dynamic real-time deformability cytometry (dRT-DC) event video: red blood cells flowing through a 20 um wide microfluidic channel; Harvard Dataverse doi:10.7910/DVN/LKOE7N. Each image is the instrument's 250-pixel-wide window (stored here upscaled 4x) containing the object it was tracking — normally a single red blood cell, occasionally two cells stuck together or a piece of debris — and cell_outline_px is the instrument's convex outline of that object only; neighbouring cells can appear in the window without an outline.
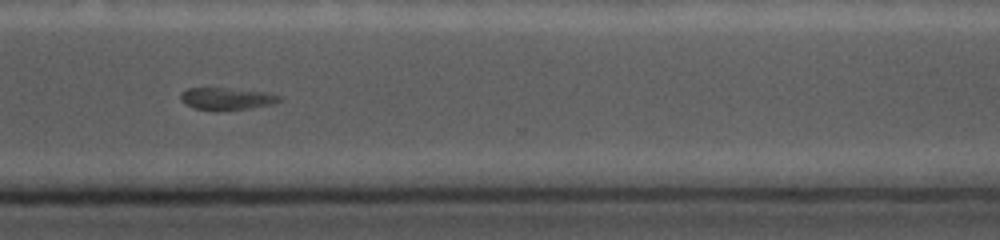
{"species": "common noctule bat (a hibernating species)", "species_latin": "Nyctalus noctula", "temperature_condition": "cold", "stored_images_in_passage": 27, "camera_frame_rate_fps": 5000, "um_per_image_px": 0.085, "animal": {"sex": "female", "body_mass_g": 19.0, "forearm_length_mm": 56.7}, "frame": {"image": 1, "passage_image": 23, "time_ms": 13.6, "image_size_px": [1000, 240], "cell_outline_px": [[280, 100], [276, 104], [252, 108], [196, 108], [184, 104], [180, 100], [180, 92], [188, 88], [224, 88], [268, 92], [280, 96]], "centroid_in_image_um": [19.28, 8.35], "position_along_channel_um": 351.3, "area_um2": 12.31}}
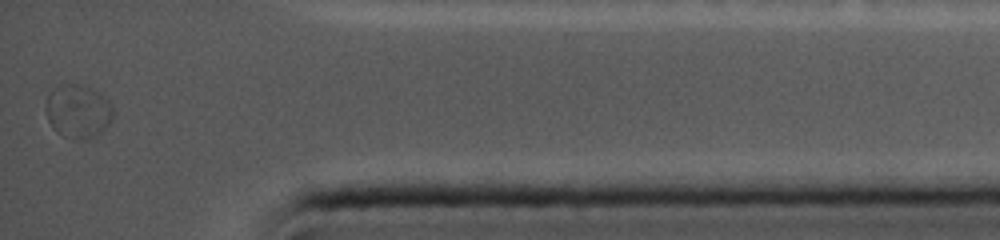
{"frame": {"image": 2, "passage_image": 27, "time_ms": 16.0, "image_size_px": [1000, 240], "cell_outline_px": [[112, 120], [96, 136], [88, 140], [72, 140], [60, 136], [52, 128], [48, 120], [44, 108], [48, 96], [60, 84], [80, 84], [92, 88], [108, 100], [112, 104]], "centroid_in_image_um": [6.61, 9.5], "position_along_channel_um": 428.6, "area_um2": 21.27}}